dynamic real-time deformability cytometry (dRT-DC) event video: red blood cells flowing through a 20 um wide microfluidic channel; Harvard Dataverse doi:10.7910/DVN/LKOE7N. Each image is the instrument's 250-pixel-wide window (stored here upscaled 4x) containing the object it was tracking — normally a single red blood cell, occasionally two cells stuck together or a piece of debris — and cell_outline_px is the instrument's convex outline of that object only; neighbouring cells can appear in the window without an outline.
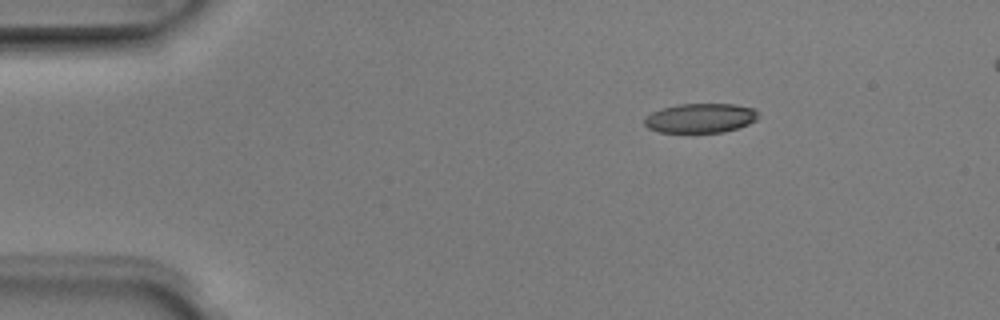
{"species": "Egyptian fruit bat (a non-hibernating species)", "species_latin": "Rousettus aegyptiacus", "temperature_condition": "room temperature", "stored_images_in_passage": 3, "camera_frame_rate_fps": 3000, "um_per_image_px": 0.085, "animal": {"sex": "male"}, "frame": {"image": 1, "passage_image": 1, "time_ms": 0.0, "image_size_px": [1000, 320], "cell_outline_px": [[760, 116], [756, 120], [748, 124], [724, 132], [660, 132], [648, 128], [644, 124], [644, 120], [652, 112], [660, 108], [676, 104], [736, 104], [752, 108]], "centroid_in_image_um": [59.53, 10.03], "position_along_channel_um": 25.5, "area_um2": 19.48}}